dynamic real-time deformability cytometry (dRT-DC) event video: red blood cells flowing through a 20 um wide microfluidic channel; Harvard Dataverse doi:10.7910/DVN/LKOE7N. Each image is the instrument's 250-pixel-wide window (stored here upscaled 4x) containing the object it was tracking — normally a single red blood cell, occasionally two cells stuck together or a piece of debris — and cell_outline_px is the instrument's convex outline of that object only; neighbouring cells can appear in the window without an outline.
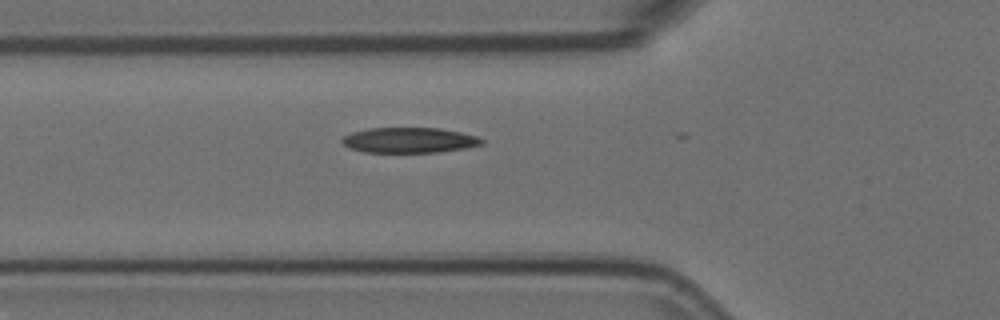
{"species": "Egyptian fruit bat (a non-hibernating species)", "species_latin": "Rousettus aegyptiacus", "temperature_condition": "room temperature", "stored_images_in_passage": 3, "camera_frame_rate_fps": 3000, "um_per_image_px": 0.085, "animal": {"sex": "female"}, "frame": {"image": 1, "passage_image": 3, "time_ms": 0.667, "image_size_px": [1000, 320], "cell_outline_px": [[484, 144], [468, 148], [436, 152], [364, 152], [348, 148], [340, 140], [344, 136], [352, 132], [368, 128], [440, 128], [460, 132], [476, 136], [484, 140]], "centroid_in_image_um": [34.79, 11.92], "position_along_channel_um": 91.0, "area_um2": 20.69}}